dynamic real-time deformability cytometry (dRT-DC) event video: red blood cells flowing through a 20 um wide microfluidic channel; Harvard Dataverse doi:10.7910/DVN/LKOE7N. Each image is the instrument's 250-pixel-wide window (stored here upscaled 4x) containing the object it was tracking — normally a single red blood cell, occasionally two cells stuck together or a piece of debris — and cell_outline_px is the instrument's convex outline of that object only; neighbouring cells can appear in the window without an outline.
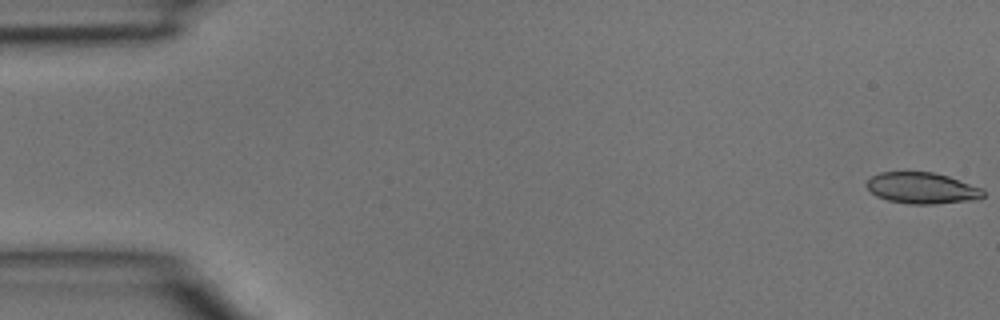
{"species": "common noctule bat (a hibernating species)", "species_latin": "Nyctalus noctula", "temperature_condition": "room temperature", "stored_images_in_passage": 4, "camera_frame_rate_fps": 3000, "um_per_image_px": 0.085, "animal": {"sex": "male", "body_mass_g": 15.6}, "frame": {"image": 1, "passage_image": 1, "time_ms": 0.0, "image_size_px": [1000, 320], "cell_outline_px": [[984, 196], [980, 200], [932, 204], [908, 204], [888, 200], [876, 196], [864, 184], [872, 176], [880, 172], [932, 172], [948, 176], [984, 188]], "centroid_in_image_um": [78.41, 15.99], "position_along_channel_um": 6.6, "area_um2": 21.44}}